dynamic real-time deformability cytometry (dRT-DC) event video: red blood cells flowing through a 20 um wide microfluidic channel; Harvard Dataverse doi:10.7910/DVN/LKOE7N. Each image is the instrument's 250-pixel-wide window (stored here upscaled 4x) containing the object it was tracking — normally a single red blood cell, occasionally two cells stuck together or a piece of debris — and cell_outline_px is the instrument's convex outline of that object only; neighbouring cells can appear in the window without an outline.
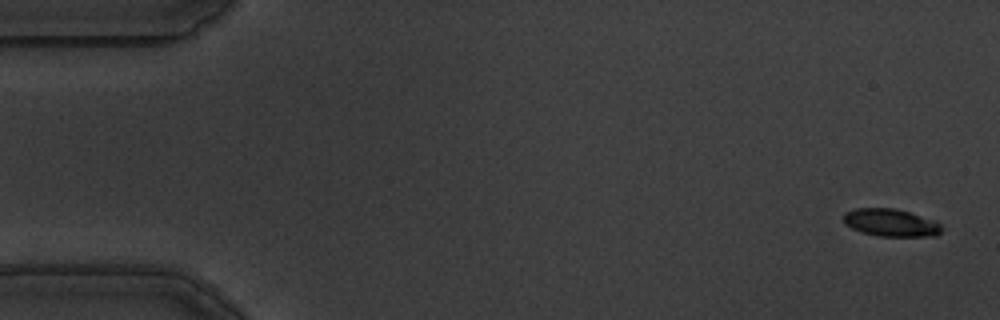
{"species": "common noctule bat (a hibernating species)", "species_latin": "Nyctalus noctula", "temperature_condition": "warm", "stored_images_in_passage": 17, "camera_frame_rate_fps": 3000, "um_per_image_px": 0.085, "animal": {"sex": "male", "body_mass_g": 19.5, "forearm_length_mm": 54.6}, "frame": {"image": 1, "passage_image": 2, "time_ms": 0.333, "image_size_px": [1000, 320], "cell_outline_px": [[944, 228], [936, 236], [880, 236], [860, 232], [844, 224], [844, 212], [856, 208], [896, 208], [932, 220], [940, 224]], "centroid_in_image_um": [75.69, 18.93], "position_along_channel_um": 9.3, "area_um2": 15.72}}
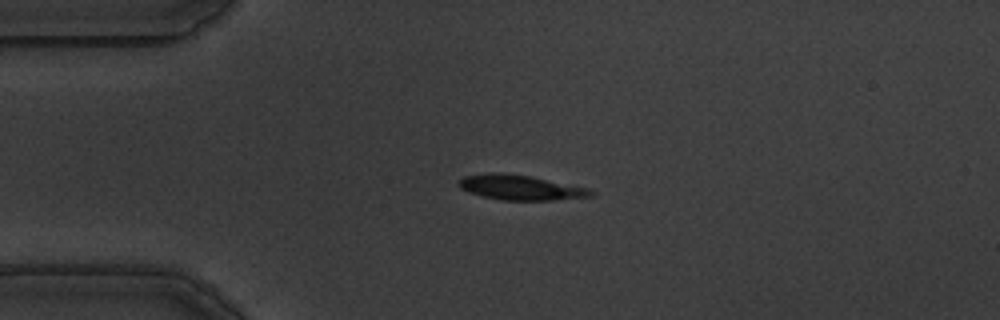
{"frame": {"image": 2, "passage_image": 14, "time_ms": 4.333, "image_size_px": [1000, 320], "cell_outline_px": [[596, 192], [592, 196], [552, 200], [500, 200], [468, 192], [460, 188], [460, 180], [464, 176], [488, 172], [504, 172], [532, 176], [588, 188]], "centroid_in_image_um": [44.24, 15.92], "position_along_channel_um": 40.8, "area_um2": 19.25}}